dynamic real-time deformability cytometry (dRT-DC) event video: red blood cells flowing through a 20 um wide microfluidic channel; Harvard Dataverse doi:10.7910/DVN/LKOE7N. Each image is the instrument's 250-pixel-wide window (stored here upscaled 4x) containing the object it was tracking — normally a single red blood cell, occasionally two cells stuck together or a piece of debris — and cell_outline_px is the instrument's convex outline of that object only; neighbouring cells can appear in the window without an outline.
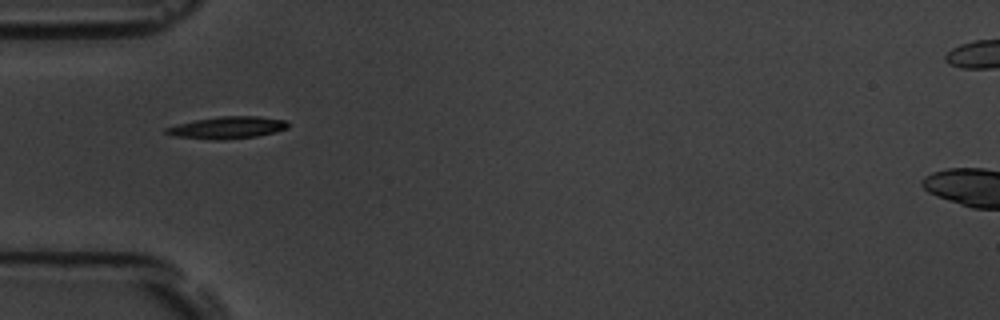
{"species": "common noctule bat (a hibernating species)", "species_latin": "Nyctalus noctula", "temperature_condition": "room temperature", "stored_images_in_passage": 4, "camera_frame_rate_fps": 3000, "um_per_image_px": 0.085, "animal": {"sex": "male", "body_mass_g": 19.5, "forearm_length_mm": 54.6}, "frame": {"image": 1, "passage_image": 1, "time_ms": 0.0, "image_size_px": [1000, 320], "cell_outline_px": [[288, 128], [276, 132], [256, 136], [220, 140], [212, 140], [176, 136], [164, 132], [164, 128], [176, 124], [196, 120], [220, 116], [260, 116], [288, 120]], "centroid_in_image_um": [19.35, 10.84], "position_along_channel_um": 65.6, "area_um2": 15.72}}
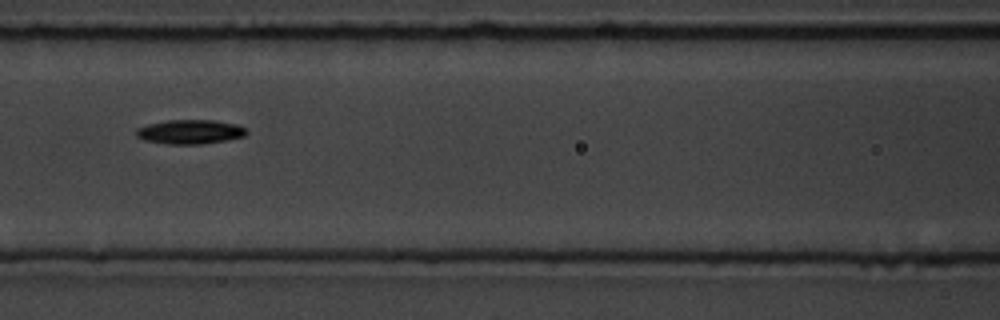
{"frame": {"image": 2, "passage_image": 3, "time_ms": 2.333, "image_size_px": [1000, 320], "cell_outline_px": [[248, 132], [244, 136], [228, 140], [200, 144], [168, 144], [144, 140], [136, 136], [136, 128], [148, 124], [168, 120], [216, 120], [236, 124], [244, 128]], "centroid_in_image_um": [16.15, 11.2], "position_along_channel_um": 150.5, "area_um2": 15.61}}
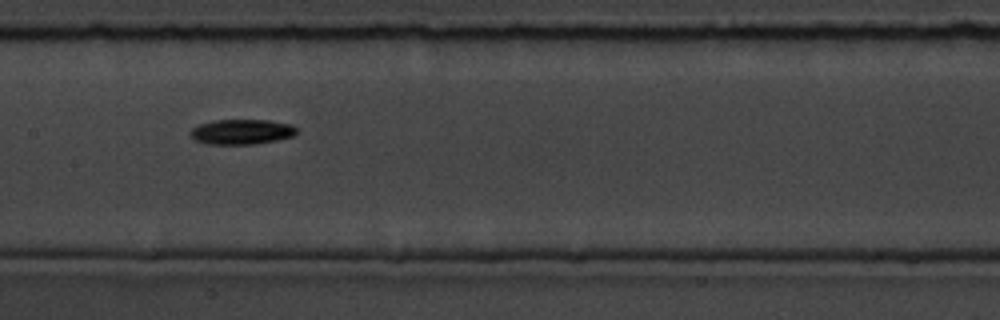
{"frame": {"image": 3, "passage_image": 4, "time_ms": 3.333, "image_size_px": [1000, 320], "cell_outline_px": [[296, 136], [256, 144], [208, 144], [196, 140], [188, 132], [196, 124], [216, 120], [268, 120], [292, 124], [296, 128]], "centroid_in_image_um": [20.54, 11.2], "position_along_channel_um": 186.9, "area_um2": 15.66}}